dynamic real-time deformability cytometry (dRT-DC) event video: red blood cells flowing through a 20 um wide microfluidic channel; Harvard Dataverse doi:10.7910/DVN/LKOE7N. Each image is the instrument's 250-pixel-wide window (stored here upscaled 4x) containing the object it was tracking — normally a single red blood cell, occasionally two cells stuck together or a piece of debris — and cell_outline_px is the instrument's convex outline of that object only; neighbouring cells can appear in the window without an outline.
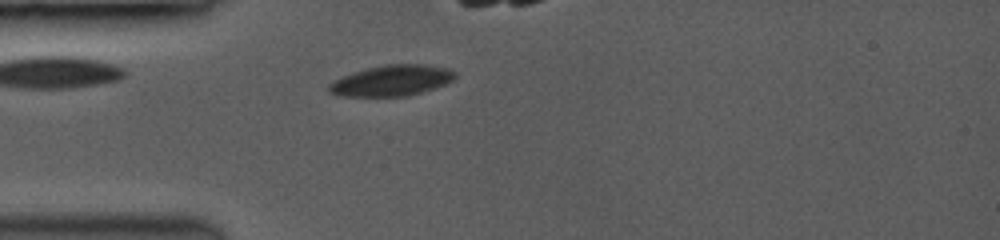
{"species": "common noctule bat (a hibernating species)", "species_latin": "Nyctalus noctula", "temperature_condition": "room temperature", "stored_images_in_passage": 8, "camera_frame_rate_fps": 3500, "um_per_image_px": 0.085, "animal": {"sex": "female", "body_mass_g": 19.0, "forearm_length_mm": 53.3}, "frame": {"image": 1, "passage_image": 1, "time_ms": 0.0, "image_size_px": [1000, 240], "cell_outline_px": [[456, 76], [452, 80], [444, 84], [420, 92], [404, 96], [344, 96], [328, 92], [328, 84], [344, 76], [368, 68], [388, 64], [420, 64], [444, 68], [452, 72]], "centroid_in_image_um": [33.25, 6.85], "position_along_channel_um": 51.7, "area_um2": 21.91}}
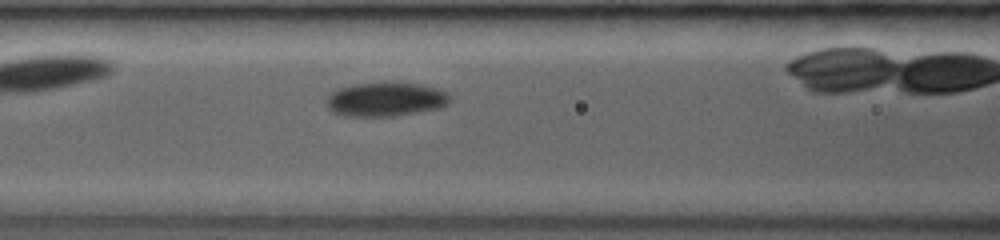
{"frame": {"image": 2, "passage_image": 5, "time_ms": 1.143, "image_size_px": [1000, 240], "cell_outline_px": [[448, 100], [444, 104], [436, 108], [392, 116], [352, 116], [336, 112], [328, 104], [328, 96], [332, 92], [340, 88], [356, 84], [420, 84], [436, 88], [444, 92], [448, 96]], "centroid_in_image_um": [32.76, 8.45], "position_along_channel_um": 133.8, "area_um2": 23.06}}
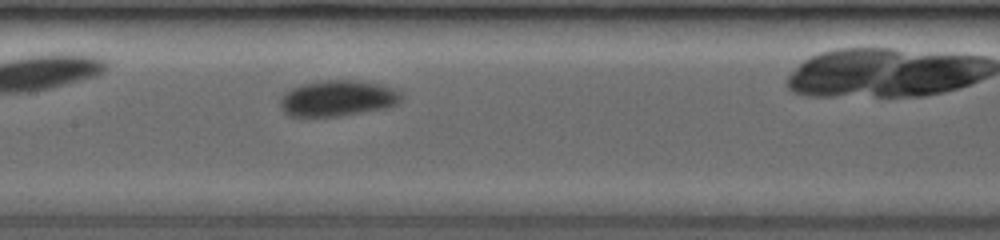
{"frame": {"image": 3, "passage_image": 7, "time_ms": 1.714, "image_size_px": [1000, 240], "cell_outline_px": [[400, 100], [396, 104], [384, 108], [332, 116], [292, 116], [284, 112], [280, 104], [280, 100], [292, 88], [304, 84], [324, 80], [352, 80], [376, 84], [392, 88], [400, 96]], "centroid_in_image_um": [28.65, 8.35], "position_along_channel_um": 178.7, "area_um2": 24.33}}